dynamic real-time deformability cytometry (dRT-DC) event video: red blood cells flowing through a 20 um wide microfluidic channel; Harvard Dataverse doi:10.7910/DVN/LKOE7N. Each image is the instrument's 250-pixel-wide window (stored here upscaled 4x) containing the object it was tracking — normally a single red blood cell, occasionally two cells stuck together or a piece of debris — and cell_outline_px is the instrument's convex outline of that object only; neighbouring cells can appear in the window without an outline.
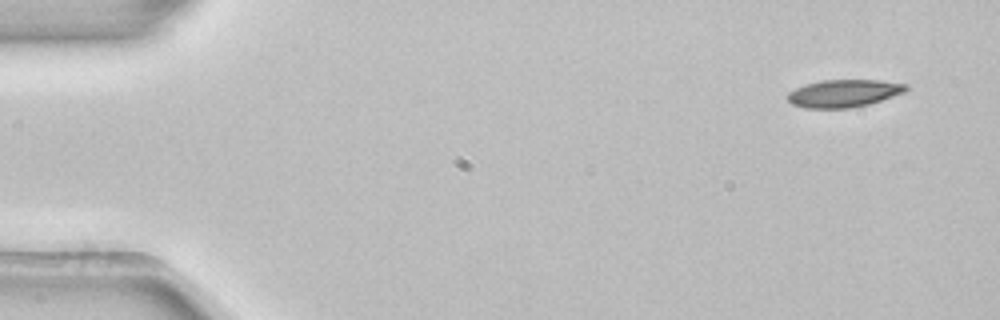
{"species": "common noctule bat (a hibernating species)", "species_latin": "Nyctalus noctula", "temperature_condition": "room temperature", "stored_images_in_passage": 3, "camera_frame_rate_fps": 3000, "um_per_image_px": 0.085, "animal": {"sex": "female", "body_mass_g": 22.7, "forearm_length_mm": 54.2}, "frame": {"image": 1, "passage_image": 1, "time_ms": 0.0, "image_size_px": [1000, 320], "cell_outline_px": [[908, 88], [904, 92], [868, 104], [848, 108], [804, 108], [792, 104], [788, 100], [788, 92], [804, 84], [820, 80], [880, 80], [908, 84]], "centroid_in_image_um": [71.7, 7.92], "position_along_channel_um": 13.3, "area_um2": 18.96}}
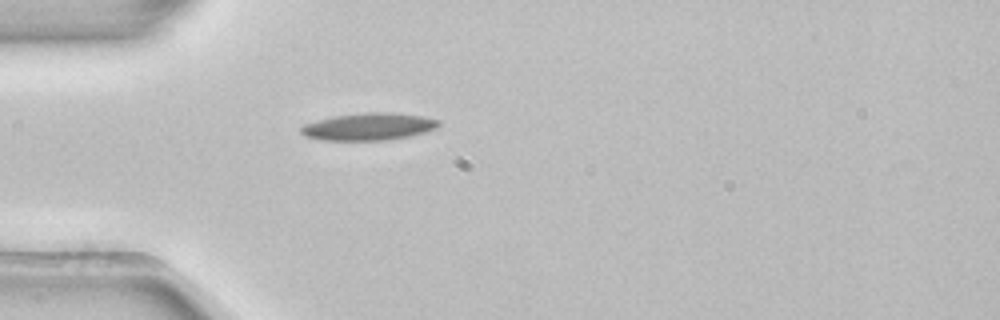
{"frame": {"image": 2, "passage_image": 3, "time_ms": 0.667, "image_size_px": [1000, 320], "cell_outline_px": [[440, 124], [436, 128], [424, 132], [408, 136], [388, 140], [320, 140], [304, 136], [300, 132], [300, 128], [304, 124], [316, 120], [336, 116], [364, 112], [392, 112], [424, 116], [440, 120]], "centroid_in_image_um": [31.33, 10.76], "position_along_channel_um": 53.7, "area_um2": 21.96}}